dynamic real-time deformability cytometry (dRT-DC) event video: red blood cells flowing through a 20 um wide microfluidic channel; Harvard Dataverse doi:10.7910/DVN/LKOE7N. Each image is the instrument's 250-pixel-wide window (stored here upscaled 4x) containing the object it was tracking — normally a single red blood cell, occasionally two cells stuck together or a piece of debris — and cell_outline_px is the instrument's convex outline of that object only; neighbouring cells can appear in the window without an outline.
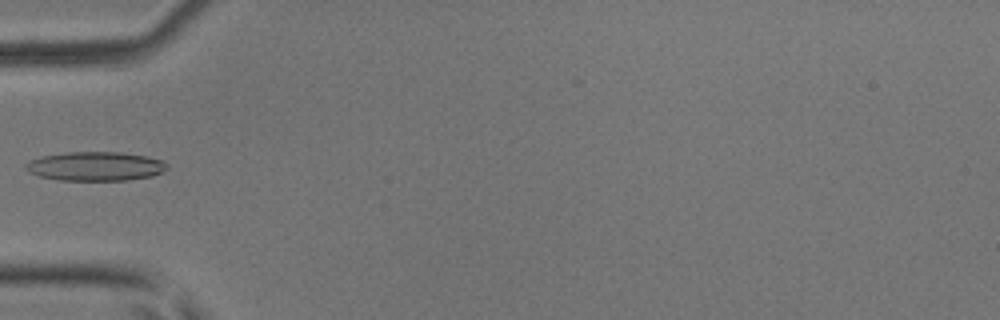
{"species": "common noctule bat (a hibernating species)", "species_latin": "Nyctalus noctula", "temperature_condition": "room temperature", "stored_images_in_passage": 5, "camera_frame_rate_fps": 3000, "um_per_image_px": 0.085, "animal": {"sex": "male", "body_mass_g": 17.9, "forearm_length_mm": 54.2}, "frame": {"image": 1, "passage_image": 4, "time_ms": 1.0, "image_size_px": [1000, 320], "cell_outline_px": [[168, 168], [152, 176], [128, 180], [60, 180], [40, 176], [28, 172], [24, 168], [24, 164], [28, 160], [40, 156], [68, 152], [120, 152], [148, 156], [164, 160], [168, 164]], "centroid_in_image_um": [8.1, 14.12], "position_along_channel_um": 76.9, "area_um2": 24.16}}
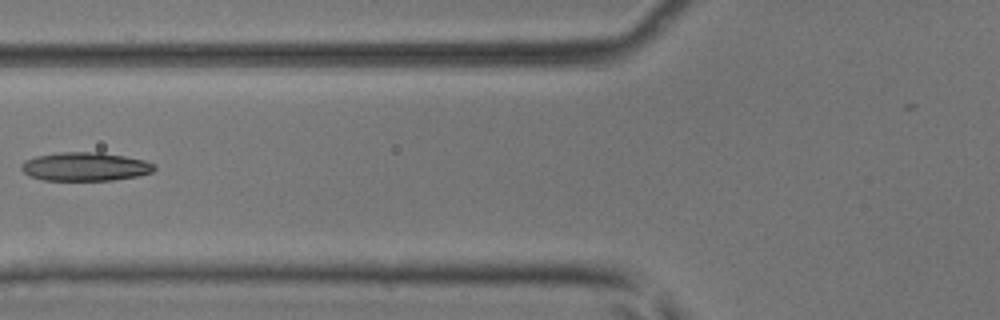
{"frame": {"image": 2, "passage_image": 5, "time_ms": 1.333, "image_size_px": [1000, 320], "cell_outline_px": [[156, 168], [152, 172], [140, 176], [112, 180], [44, 180], [28, 176], [20, 168], [20, 164], [24, 160], [36, 156], [60, 152], [100, 152], [124, 156], [144, 160], [156, 164]], "centroid_in_image_um": [7.24, 14.16], "position_along_channel_um": 118.6, "area_um2": 22.37}}